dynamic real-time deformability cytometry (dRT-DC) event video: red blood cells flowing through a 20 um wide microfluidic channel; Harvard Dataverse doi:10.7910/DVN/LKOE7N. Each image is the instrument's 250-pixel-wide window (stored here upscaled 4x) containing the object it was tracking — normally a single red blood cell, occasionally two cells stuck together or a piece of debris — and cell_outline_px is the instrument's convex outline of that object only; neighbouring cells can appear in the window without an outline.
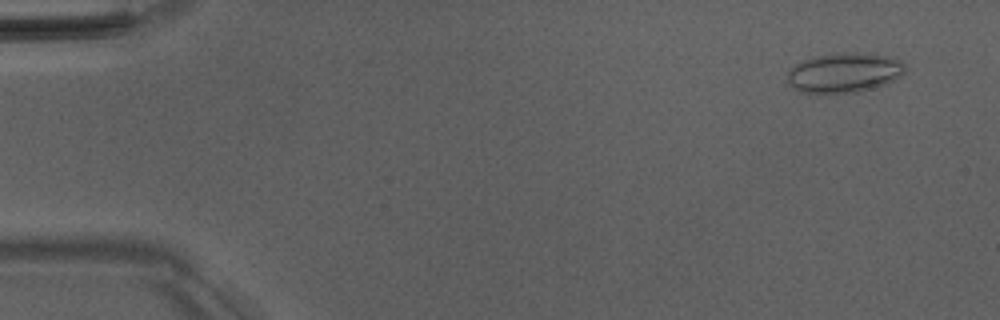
{"species": "Egyptian fruit bat (a non-hibernating species)", "species_latin": "Rousettus aegyptiacus", "temperature_condition": "room temperature", "stored_images_in_passage": 52, "camera_frame_rate_fps": 3000, "um_per_image_px": 0.085, "animal": {"sex": "male"}, "frame": {"image": 1, "passage_image": 4, "time_ms": 1.0, "image_size_px": [1000, 320], "cell_outline_px": [[904, 72], [900, 76], [884, 84], [872, 88], [856, 92], [800, 92], [792, 88], [788, 84], [788, 72], [796, 64], [812, 56], [832, 52], [856, 52], [892, 56], [900, 60], [904, 64]], "centroid_in_image_um": [71.74, 6.14], "position_along_channel_um": 13.3, "area_um2": 27.28}}
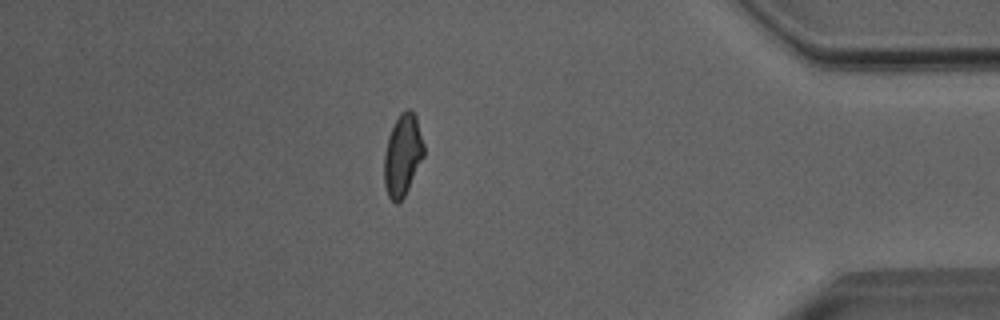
{"frame": {"image": 2, "passage_image": 45, "time_ms": 14.667, "image_size_px": [1000, 320], "cell_outline_px": [[424, 156], [404, 196], [396, 204], [388, 196], [384, 184], [384, 156], [388, 136], [400, 112], [408, 108], [412, 108], [416, 116], [424, 144]], "centroid_in_image_um": [34.22, 13.15], "position_along_channel_um": 401.0, "area_um2": 18.84}}
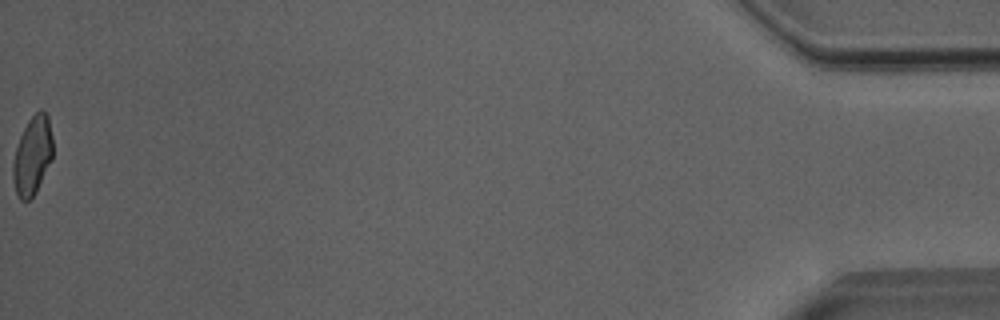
{"frame": {"image": 3, "passage_image": 52, "time_ms": 17.0, "image_size_px": [1000, 320], "cell_outline_px": [[52, 160], [36, 192], [28, 200], [20, 200], [16, 192], [12, 176], [12, 164], [16, 148], [20, 136], [28, 120], [40, 108], [48, 116], [52, 136]], "centroid_in_image_um": [2.76, 13.22], "position_along_channel_um": 432.4, "area_um2": 18.21}, "authors_computed_cell_mechanics": {"area_um2": 19.4786, "velocity_mm_per_s": 4.0464, "shape_relaxation_time_tau1_ms": null, "shape_relaxation_time_tau2_ms": 1.4442, "deformation_change_tau1": null, "deformation_change_tau2": 0.086}}